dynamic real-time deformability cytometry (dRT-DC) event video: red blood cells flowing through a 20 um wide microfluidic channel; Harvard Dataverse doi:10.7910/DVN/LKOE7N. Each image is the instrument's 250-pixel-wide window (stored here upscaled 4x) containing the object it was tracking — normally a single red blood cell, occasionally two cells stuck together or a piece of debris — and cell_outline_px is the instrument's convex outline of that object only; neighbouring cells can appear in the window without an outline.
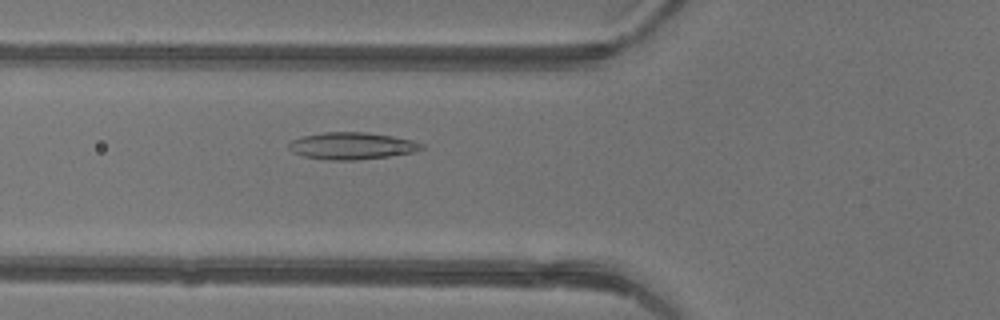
{"species": "common noctule bat (a hibernating species)", "species_latin": "Nyctalus noctula", "temperature_condition": "warm", "stored_images_in_passage": 49, "camera_frame_rate_fps": 3000, "um_per_image_px": 0.085, "animal": {"sex": "female"}, "frame": {"image": 1, "passage_image": 19, "time_ms": 6.0, "image_size_px": [1000, 320], "cell_outline_px": [[424, 148], [412, 152], [388, 156], [356, 160], [328, 160], [304, 156], [292, 152], [288, 148], [288, 144], [292, 140], [300, 136], [324, 132], [368, 132], [392, 136], [412, 140], [424, 144]], "centroid_in_image_um": [29.88, 12.39], "position_along_channel_um": 95.9, "area_um2": 20.92}}
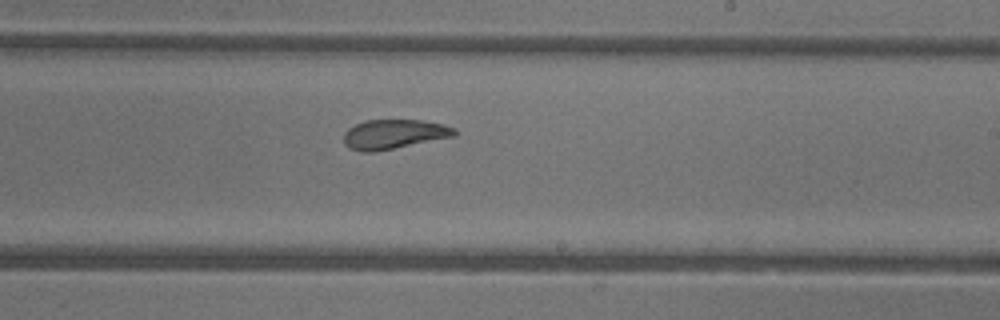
{"frame": {"image": 2, "passage_image": 30, "time_ms": 9.667, "image_size_px": [1000, 320], "cell_outline_px": [[456, 136], [372, 152], [360, 152], [348, 148], [344, 144], [344, 132], [348, 128], [356, 124], [368, 120], [420, 120], [444, 124], [456, 128]], "centroid_in_image_um": [33.47, 11.41], "position_along_channel_um": 255.5, "area_um2": 19.02}}
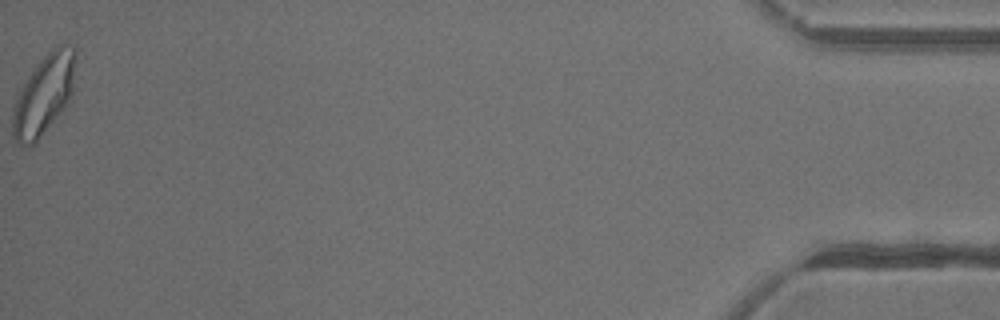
{"frame": {"image": 3, "passage_image": 49, "time_ms": 16.0, "image_size_px": [1000, 320], "cell_outline_px": [[76, 60], [72, 96], [68, 104], [40, 136], [32, 144], [20, 144], [16, 140], [12, 132], [12, 112], [16, 100], [28, 76], [36, 64], [56, 44], [64, 44], [76, 48]], "centroid_in_image_um": [3.77, 7.99], "position_along_channel_um": 431.4, "area_um2": 28.96}, "authors_computed_cell_mechanics": {"area_um2": 22.1952, "velocity_mm_per_s": 4.3403, "shape_relaxation_time_tau1_ms": 6.8154, "shape_relaxation_time_tau2_ms": 1.4574, "deformation_change_tau1": 0.1868, "deformation_change_tau2": 0.0709}}